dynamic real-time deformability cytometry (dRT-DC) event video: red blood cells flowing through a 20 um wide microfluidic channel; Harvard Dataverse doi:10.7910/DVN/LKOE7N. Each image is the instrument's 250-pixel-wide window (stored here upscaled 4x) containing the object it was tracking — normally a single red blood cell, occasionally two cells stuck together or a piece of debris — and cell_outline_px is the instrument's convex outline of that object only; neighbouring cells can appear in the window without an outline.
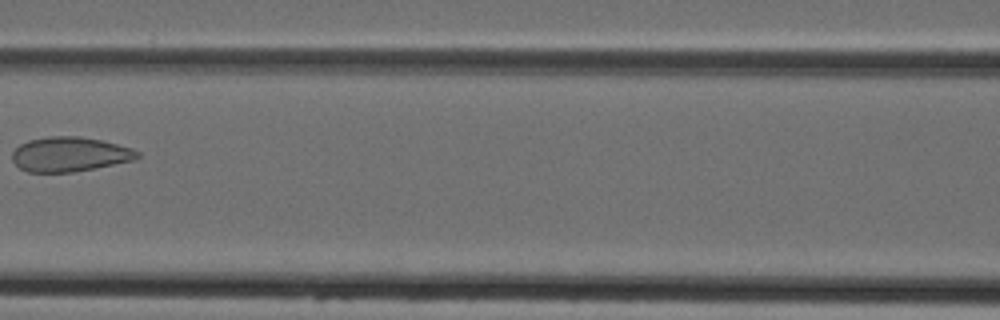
{"species": "Egyptian fruit bat (a non-hibernating species)", "species_latin": "Rousettus aegyptiacus", "temperature_condition": "cold", "stored_images_in_passage": 3, "camera_frame_rate_fps": 3000, "um_per_image_px": 0.085, "animal": {"sex": "female"}, "frame": {"image": 1, "passage_image": 3, "time_ms": 2.333, "image_size_px": [1000, 320], "cell_outline_px": [[140, 156], [136, 160], [96, 168], [72, 172], [28, 172], [20, 168], [12, 160], [12, 152], [20, 144], [28, 140], [48, 136], [80, 136], [100, 140], [132, 148], [140, 152]], "centroid_in_image_um": [5.94, 13.11], "position_along_channel_um": 160.7, "area_um2": 25.37}}